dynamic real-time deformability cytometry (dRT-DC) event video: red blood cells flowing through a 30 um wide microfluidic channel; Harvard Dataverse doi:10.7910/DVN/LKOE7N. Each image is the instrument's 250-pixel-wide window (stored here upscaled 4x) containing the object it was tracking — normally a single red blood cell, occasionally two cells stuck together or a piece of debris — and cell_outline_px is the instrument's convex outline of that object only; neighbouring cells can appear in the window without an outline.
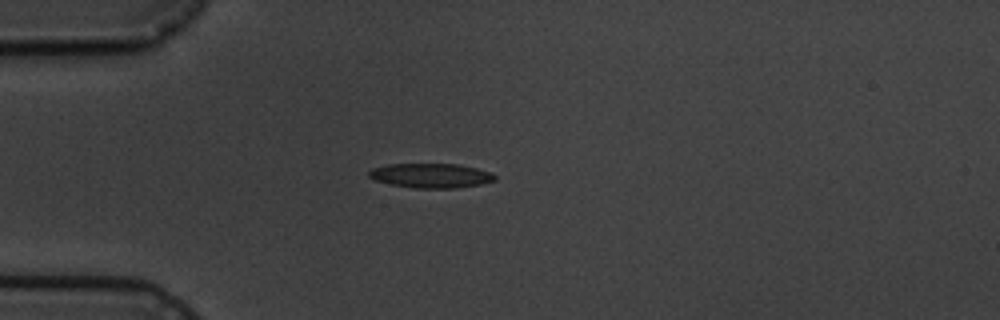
{"species": "common noctule bat (a hibernating species)", "species_latin": "Nyctalus noctula", "temperature_condition": "cold", "stored_images_in_passage": 1, "camera_frame_rate_fps": 3000, "um_per_image_px": 0.085, "animal": {"sex": "male", "body_mass_g": 19.5, "forearm_length_mm": 54.6}, "frame": {"image": 1, "passage_image": 1, "time_ms": 0.0, "image_size_px": [1000, 320], "cell_outline_px": [[496, 180], [480, 184], [456, 188], [416, 188], [392, 184], [376, 180], [368, 176], [368, 172], [372, 168], [388, 164], [460, 164], [492, 172], [496, 176]], "centroid_in_image_um": [36.66, 14.92], "position_along_channel_um": 48.3, "area_um2": 17.92}}